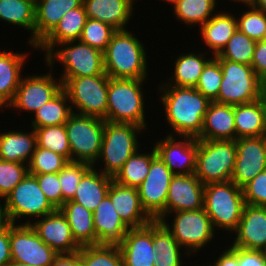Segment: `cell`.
<instances>
[{"instance_id":"1","label":"cell","mask_w":266,"mask_h":266,"mask_svg":"<svg viewBox=\"0 0 266 266\" xmlns=\"http://www.w3.org/2000/svg\"><path fill=\"white\" fill-rule=\"evenodd\" d=\"M160 87L164 91L160 97L166 111L165 116L173 132L177 133L176 136L197 138L201 134L203 119L212 101L194 87Z\"/></svg>"},{"instance_id":"2","label":"cell","mask_w":266,"mask_h":266,"mask_svg":"<svg viewBox=\"0 0 266 266\" xmlns=\"http://www.w3.org/2000/svg\"><path fill=\"white\" fill-rule=\"evenodd\" d=\"M144 49L128 30H117L103 51L105 73L114 79H146L147 56Z\"/></svg>"},{"instance_id":"3","label":"cell","mask_w":266,"mask_h":266,"mask_svg":"<svg viewBox=\"0 0 266 266\" xmlns=\"http://www.w3.org/2000/svg\"><path fill=\"white\" fill-rule=\"evenodd\" d=\"M245 205L242 188L231 180L204 187V209L214 229L217 226L234 233Z\"/></svg>"},{"instance_id":"4","label":"cell","mask_w":266,"mask_h":266,"mask_svg":"<svg viewBox=\"0 0 266 266\" xmlns=\"http://www.w3.org/2000/svg\"><path fill=\"white\" fill-rule=\"evenodd\" d=\"M146 79H114L109 77L107 121L134 124L146 128L142 83Z\"/></svg>"},{"instance_id":"5","label":"cell","mask_w":266,"mask_h":266,"mask_svg":"<svg viewBox=\"0 0 266 266\" xmlns=\"http://www.w3.org/2000/svg\"><path fill=\"white\" fill-rule=\"evenodd\" d=\"M67 41L64 43H40L36 48L46 51V62L49 67L55 60L60 61L64 65V72L61 78L84 77L101 75L104 71L103 52L97 48L78 40ZM67 46L63 49L54 50L55 46ZM55 51V52H54ZM54 52V53H53Z\"/></svg>"},{"instance_id":"6","label":"cell","mask_w":266,"mask_h":266,"mask_svg":"<svg viewBox=\"0 0 266 266\" xmlns=\"http://www.w3.org/2000/svg\"><path fill=\"white\" fill-rule=\"evenodd\" d=\"M235 162V140L197 139V160L194 174L204 185L230 181Z\"/></svg>"},{"instance_id":"7","label":"cell","mask_w":266,"mask_h":266,"mask_svg":"<svg viewBox=\"0 0 266 266\" xmlns=\"http://www.w3.org/2000/svg\"><path fill=\"white\" fill-rule=\"evenodd\" d=\"M60 80L70 103L79 110L77 114L94 116L107 121L109 76L105 72L101 75Z\"/></svg>"},{"instance_id":"8","label":"cell","mask_w":266,"mask_h":266,"mask_svg":"<svg viewBox=\"0 0 266 266\" xmlns=\"http://www.w3.org/2000/svg\"><path fill=\"white\" fill-rule=\"evenodd\" d=\"M105 120L73 112L65 123L71 161L94 166L99 161Z\"/></svg>"},{"instance_id":"9","label":"cell","mask_w":266,"mask_h":266,"mask_svg":"<svg viewBox=\"0 0 266 266\" xmlns=\"http://www.w3.org/2000/svg\"><path fill=\"white\" fill-rule=\"evenodd\" d=\"M219 63L223 78L214 102L234 106L256 101L264 82L252 66L228 60H219Z\"/></svg>"},{"instance_id":"10","label":"cell","mask_w":266,"mask_h":266,"mask_svg":"<svg viewBox=\"0 0 266 266\" xmlns=\"http://www.w3.org/2000/svg\"><path fill=\"white\" fill-rule=\"evenodd\" d=\"M143 127L105 121L99 159L105 162L102 173L114 177L125 162L139 149L137 133ZM137 132V133H136Z\"/></svg>"},{"instance_id":"11","label":"cell","mask_w":266,"mask_h":266,"mask_svg":"<svg viewBox=\"0 0 266 266\" xmlns=\"http://www.w3.org/2000/svg\"><path fill=\"white\" fill-rule=\"evenodd\" d=\"M4 204L7 222L13 224L21 216L43 218L56 210L39 187L37 179L30 174L5 197Z\"/></svg>"},{"instance_id":"12","label":"cell","mask_w":266,"mask_h":266,"mask_svg":"<svg viewBox=\"0 0 266 266\" xmlns=\"http://www.w3.org/2000/svg\"><path fill=\"white\" fill-rule=\"evenodd\" d=\"M10 250L13 262L32 266H50L58 253L43 242L30 225L9 222Z\"/></svg>"},{"instance_id":"13","label":"cell","mask_w":266,"mask_h":266,"mask_svg":"<svg viewBox=\"0 0 266 266\" xmlns=\"http://www.w3.org/2000/svg\"><path fill=\"white\" fill-rule=\"evenodd\" d=\"M175 214L172 227L165 220L161 222L172 233L178 244L186 247L187 255L198 251L215 236L211 220L204 208L195 211H178Z\"/></svg>"},{"instance_id":"14","label":"cell","mask_w":266,"mask_h":266,"mask_svg":"<svg viewBox=\"0 0 266 266\" xmlns=\"http://www.w3.org/2000/svg\"><path fill=\"white\" fill-rule=\"evenodd\" d=\"M173 175L164 162L156 156L151 161L148 175L138 187L141 205L153 220H165L167 194Z\"/></svg>"},{"instance_id":"15","label":"cell","mask_w":266,"mask_h":266,"mask_svg":"<svg viewBox=\"0 0 266 266\" xmlns=\"http://www.w3.org/2000/svg\"><path fill=\"white\" fill-rule=\"evenodd\" d=\"M231 181L243 187L266 169V136L239 138Z\"/></svg>"},{"instance_id":"16","label":"cell","mask_w":266,"mask_h":266,"mask_svg":"<svg viewBox=\"0 0 266 266\" xmlns=\"http://www.w3.org/2000/svg\"><path fill=\"white\" fill-rule=\"evenodd\" d=\"M62 90V82H55L52 73L21 79L13 100L7 107L35 112Z\"/></svg>"},{"instance_id":"17","label":"cell","mask_w":266,"mask_h":266,"mask_svg":"<svg viewBox=\"0 0 266 266\" xmlns=\"http://www.w3.org/2000/svg\"><path fill=\"white\" fill-rule=\"evenodd\" d=\"M28 222L23 225H30L43 242L58 254H73L81 248L73 238L68 221L60 209L47 214L35 223Z\"/></svg>"},{"instance_id":"18","label":"cell","mask_w":266,"mask_h":266,"mask_svg":"<svg viewBox=\"0 0 266 266\" xmlns=\"http://www.w3.org/2000/svg\"><path fill=\"white\" fill-rule=\"evenodd\" d=\"M204 187L194 173L173 175L167 194L166 216L173 212L204 208Z\"/></svg>"},{"instance_id":"19","label":"cell","mask_w":266,"mask_h":266,"mask_svg":"<svg viewBox=\"0 0 266 266\" xmlns=\"http://www.w3.org/2000/svg\"><path fill=\"white\" fill-rule=\"evenodd\" d=\"M164 140L156 142L157 156L175 174L195 173L197 160V138L184 136L181 142L169 134ZM178 171H175L177 170Z\"/></svg>"},{"instance_id":"20","label":"cell","mask_w":266,"mask_h":266,"mask_svg":"<svg viewBox=\"0 0 266 266\" xmlns=\"http://www.w3.org/2000/svg\"><path fill=\"white\" fill-rule=\"evenodd\" d=\"M118 246L124 266H154L157 251L153 245V221L143 227L130 228Z\"/></svg>"},{"instance_id":"21","label":"cell","mask_w":266,"mask_h":266,"mask_svg":"<svg viewBox=\"0 0 266 266\" xmlns=\"http://www.w3.org/2000/svg\"><path fill=\"white\" fill-rule=\"evenodd\" d=\"M233 247L266 252V207L245 205Z\"/></svg>"},{"instance_id":"22","label":"cell","mask_w":266,"mask_h":266,"mask_svg":"<svg viewBox=\"0 0 266 266\" xmlns=\"http://www.w3.org/2000/svg\"><path fill=\"white\" fill-rule=\"evenodd\" d=\"M107 196L129 228L143 227L153 221L141 205L138 188L124 186L112 180Z\"/></svg>"},{"instance_id":"23","label":"cell","mask_w":266,"mask_h":266,"mask_svg":"<svg viewBox=\"0 0 266 266\" xmlns=\"http://www.w3.org/2000/svg\"><path fill=\"white\" fill-rule=\"evenodd\" d=\"M96 245H119L130 229L106 196L93 212Z\"/></svg>"},{"instance_id":"24","label":"cell","mask_w":266,"mask_h":266,"mask_svg":"<svg viewBox=\"0 0 266 266\" xmlns=\"http://www.w3.org/2000/svg\"><path fill=\"white\" fill-rule=\"evenodd\" d=\"M83 5V0H39L35 4L34 48L55 29L68 11Z\"/></svg>"},{"instance_id":"25","label":"cell","mask_w":266,"mask_h":266,"mask_svg":"<svg viewBox=\"0 0 266 266\" xmlns=\"http://www.w3.org/2000/svg\"><path fill=\"white\" fill-rule=\"evenodd\" d=\"M200 140H236L234 106L212 101L203 119Z\"/></svg>"},{"instance_id":"26","label":"cell","mask_w":266,"mask_h":266,"mask_svg":"<svg viewBox=\"0 0 266 266\" xmlns=\"http://www.w3.org/2000/svg\"><path fill=\"white\" fill-rule=\"evenodd\" d=\"M133 0H83L89 19L111 25L116 30H125L132 16Z\"/></svg>"},{"instance_id":"27","label":"cell","mask_w":266,"mask_h":266,"mask_svg":"<svg viewBox=\"0 0 266 266\" xmlns=\"http://www.w3.org/2000/svg\"><path fill=\"white\" fill-rule=\"evenodd\" d=\"M113 177L97 172L92 166L82 177L72 201L94 212L107 196Z\"/></svg>"},{"instance_id":"28","label":"cell","mask_w":266,"mask_h":266,"mask_svg":"<svg viewBox=\"0 0 266 266\" xmlns=\"http://www.w3.org/2000/svg\"><path fill=\"white\" fill-rule=\"evenodd\" d=\"M71 228L73 238L80 246L96 245L93 212L72 200L60 208Z\"/></svg>"},{"instance_id":"29","label":"cell","mask_w":266,"mask_h":266,"mask_svg":"<svg viewBox=\"0 0 266 266\" xmlns=\"http://www.w3.org/2000/svg\"><path fill=\"white\" fill-rule=\"evenodd\" d=\"M36 145V133L34 129L30 134L20 131L1 133L0 159L23 164L27 162L26 164L28 165L31 161Z\"/></svg>"},{"instance_id":"30","label":"cell","mask_w":266,"mask_h":266,"mask_svg":"<svg viewBox=\"0 0 266 266\" xmlns=\"http://www.w3.org/2000/svg\"><path fill=\"white\" fill-rule=\"evenodd\" d=\"M237 18L230 13L219 12L201 26V37L206 45L218 55L236 32Z\"/></svg>"},{"instance_id":"31","label":"cell","mask_w":266,"mask_h":266,"mask_svg":"<svg viewBox=\"0 0 266 266\" xmlns=\"http://www.w3.org/2000/svg\"><path fill=\"white\" fill-rule=\"evenodd\" d=\"M26 55L0 50V99L8 105L22 79L21 70ZM21 77V78H20Z\"/></svg>"},{"instance_id":"32","label":"cell","mask_w":266,"mask_h":266,"mask_svg":"<svg viewBox=\"0 0 266 266\" xmlns=\"http://www.w3.org/2000/svg\"><path fill=\"white\" fill-rule=\"evenodd\" d=\"M234 122L236 139L266 136L263 112L257 100L234 105Z\"/></svg>"},{"instance_id":"33","label":"cell","mask_w":266,"mask_h":266,"mask_svg":"<svg viewBox=\"0 0 266 266\" xmlns=\"http://www.w3.org/2000/svg\"><path fill=\"white\" fill-rule=\"evenodd\" d=\"M153 245L157 251L154 266H181L182 247L166 226L153 220Z\"/></svg>"},{"instance_id":"34","label":"cell","mask_w":266,"mask_h":266,"mask_svg":"<svg viewBox=\"0 0 266 266\" xmlns=\"http://www.w3.org/2000/svg\"><path fill=\"white\" fill-rule=\"evenodd\" d=\"M67 102L70 101L62 89L49 102L34 112L35 118L32 121V129L65 124L74 112L72 106L66 104Z\"/></svg>"},{"instance_id":"35","label":"cell","mask_w":266,"mask_h":266,"mask_svg":"<svg viewBox=\"0 0 266 266\" xmlns=\"http://www.w3.org/2000/svg\"><path fill=\"white\" fill-rule=\"evenodd\" d=\"M88 17L84 5L68 11L55 29L41 43L78 41Z\"/></svg>"},{"instance_id":"36","label":"cell","mask_w":266,"mask_h":266,"mask_svg":"<svg viewBox=\"0 0 266 266\" xmlns=\"http://www.w3.org/2000/svg\"><path fill=\"white\" fill-rule=\"evenodd\" d=\"M0 19L24 27L33 35L29 44L34 46L35 4L26 0H0Z\"/></svg>"},{"instance_id":"37","label":"cell","mask_w":266,"mask_h":266,"mask_svg":"<svg viewBox=\"0 0 266 266\" xmlns=\"http://www.w3.org/2000/svg\"><path fill=\"white\" fill-rule=\"evenodd\" d=\"M156 156L154 147L149 154L136 151L113 177V180L124 186L138 188L148 175L151 161Z\"/></svg>"},{"instance_id":"38","label":"cell","mask_w":266,"mask_h":266,"mask_svg":"<svg viewBox=\"0 0 266 266\" xmlns=\"http://www.w3.org/2000/svg\"><path fill=\"white\" fill-rule=\"evenodd\" d=\"M204 53L196 55L195 53L182 54L175 61L174 75L171 79L174 84L167 82L164 85H173L180 87H194L197 85L203 68L210 59H204Z\"/></svg>"},{"instance_id":"39","label":"cell","mask_w":266,"mask_h":266,"mask_svg":"<svg viewBox=\"0 0 266 266\" xmlns=\"http://www.w3.org/2000/svg\"><path fill=\"white\" fill-rule=\"evenodd\" d=\"M216 4V0H178L173 10L174 15L186 25L199 23L202 26L212 18Z\"/></svg>"},{"instance_id":"40","label":"cell","mask_w":266,"mask_h":266,"mask_svg":"<svg viewBox=\"0 0 266 266\" xmlns=\"http://www.w3.org/2000/svg\"><path fill=\"white\" fill-rule=\"evenodd\" d=\"M84 266H124L123 256L117 245H86L78 251Z\"/></svg>"},{"instance_id":"41","label":"cell","mask_w":266,"mask_h":266,"mask_svg":"<svg viewBox=\"0 0 266 266\" xmlns=\"http://www.w3.org/2000/svg\"><path fill=\"white\" fill-rule=\"evenodd\" d=\"M34 131L38 147L49 149L71 162V148L65 124L36 128Z\"/></svg>"},{"instance_id":"42","label":"cell","mask_w":266,"mask_h":266,"mask_svg":"<svg viewBox=\"0 0 266 266\" xmlns=\"http://www.w3.org/2000/svg\"><path fill=\"white\" fill-rule=\"evenodd\" d=\"M256 43L257 41L237 29L228 40L226 46L216 56L219 60H228L251 66Z\"/></svg>"},{"instance_id":"43","label":"cell","mask_w":266,"mask_h":266,"mask_svg":"<svg viewBox=\"0 0 266 266\" xmlns=\"http://www.w3.org/2000/svg\"><path fill=\"white\" fill-rule=\"evenodd\" d=\"M68 162L64 156L36 145L28 164V174L58 173Z\"/></svg>"},{"instance_id":"44","label":"cell","mask_w":266,"mask_h":266,"mask_svg":"<svg viewBox=\"0 0 266 266\" xmlns=\"http://www.w3.org/2000/svg\"><path fill=\"white\" fill-rule=\"evenodd\" d=\"M213 57L203 68L198 83L195 86V89L211 101H214L218 97L223 78L219 58L217 56Z\"/></svg>"},{"instance_id":"45","label":"cell","mask_w":266,"mask_h":266,"mask_svg":"<svg viewBox=\"0 0 266 266\" xmlns=\"http://www.w3.org/2000/svg\"><path fill=\"white\" fill-rule=\"evenodd\" d=\"M116 31L109 24L88 18L79 40L103 52Z\"/></svg>"},{"instance_id":"46","label":"cell","mask_w":266,"mask_h":266,"mask_svg":"<svg viewBox=\"0 0 266 266\" xmlns=\"http://www.w3.org/2000/svg\"><path fill=\"white\" fill-rule=\"evenodd\" d=\"M92 167L85 162H68L58 173L59 182L62 191V197L65 201L71 200L76 192L83 175Z\"/></svg>"},{"instance_id":"47","label":"cell","mask_w":266,"mask_h":266,"mask_svg":"<svg viewBox=\"0 0 266 266\" xmlns=\"http://www.w3.org/2000/svg\"><path fill=\"white\" fill-rule=\"evenodd\" d=\"M250 10L244 12L237 20V28L249 38L261 41L264 37L266 26L265 12L258 9L253 3L249 4Z\"/></svg>"},{"instance_id":"48","label":"cell","mask_w":266,"mask_h":266,"mask_svg":"<svg viewBox=\"0 0 266 266\" xmlns=\"http://www.w3.org/2000/svg\"><path fill=\"white\" fill-rule=\"evenodd\" d=\"M27 174V164L0 159V197L5 198Z\"/></svg>"},{"instance_id":"49","label":"cell","mask_w":266,"mask_h":266,"mask_svg":"<svg viewBox=\"0 0 266 266\" xmlns=\"http://www.w3.org/2000/svg\"><path fill=\"white\" fill-rule=\"evenodd\" d=\"M245 204L266 207V169L242 187Z\"/></svg>"},{"instance_id":"50","label":"cell","mask_w":266,"mask_h":266,"mask_svg":"<svg viewBox=\"0 0 266 266\" xmlns=\"http://www.w3.org/2000/svg\"><path fill=\"white\" fill-rule=\"evenodd\" d=\"M33 176L37 179L46 198L56 209H59L66 202L62 197L59 173L35 174Z\"/></svg>"},{"instance_id":"51","label":"cell","mask_w":266,"mask_h":266,"mask_svg":"<svg viewBox=\"0 0 266 266\" xmlns=\"http://www.w3.org/2000/svg\"><path fill=\"white\" fill-rule=\"evenodd\" d=\"M251 66L255 74L266 83V41H257Z\"/></svg>"},{"instance_id":"52","label":"cell","mask_w":266,"mask_h":266,"mask_svg":"<svg viewBox=\"0 0 266 266\" xmlns=\"http://www.w3.org/2000/svg\"><path fill=\"white\" fill-rule=\"evenodd\" d=\"M238 266H266V252L238 247Z\"/></svg>"},{"instance_id":"53","label":"cell","mask_w":266,"mask_h":266,"mask_svg":"<svg viewBox=\"0 0 266 266\" xmlns=\"http://www.w3.org/2000/svg\"><path fill=\"white\" fill-rule=\"evenodd\" d=\"M11 262L9 222H7L0 227V266H7Z\"/></svg>"},{"instance_id":"54","label":"cell","mask_w":266,"mask_h":266,"mask_svg":"<svg viewBox=\"0 0 266 266\" xmlns=\"http://www.w3.org/2000/svg\"><path fill=\"white\" fill-rule=\"evenodd\" d=\"M209 266H238V247H228L216 260L215 265Z\"/></svg>"},{"instance_id":"55","label":"cell","mask_w":266,"mask_h":266,"mask_svg":"<svg viewBox=\"0 0 266 266\" xmlns=\"http://www.w3.org/2000/svg\"><path fill=\"white\" fill-rule=\"evenodd\" d=\"M50 266H84L78 252L73 254H58Z\"/></svg>"},{"instance_id":"56","label":"cell","mask_w":266,"mask_h":266,"mask_svg":"<svg viewBox=\"0 0 266 266\" xmlns=\"http://www.w3.org/2000/svg\"><path fill=\"white\" fill-rule=\"evenodd\" d=\"M257 101L261 105V109H262L263 117H264V122L266 125V83H263V85L261 86Z\"/></svg>"},{"instance_id":"57","label":"cell","mask_w":266,"mask_h":266,"mask_svg":"<svg viewBox=\"0 0 266 266\" xmlns=\"http://www.w3.org/2000/svg\"><path fill=\"white\" fill-rule=\"evenodd\" d=\"M253 4L260 10L266 12V0H253Z\"/></svg>"},{"instance_id":"58","label":"cell","mask_w":266,"mask_h":266,"mask_svg":"<svg viewBox=\"0 0 266 266\" xmlns=\"http://www.w3.org/2000/svg\"><path fill=\"white\" fill-rule=\"evenodd\" d=\"M5 223H7V219L4 211V206L2 207V205L0 204V227Z\"/></svg>"},{"instance_id":"59","label":"cell","mask_w":266,"mask_h":266,"mask_svg":"<svg viewBox=\"0 0 266 266\" xmlns=\"http://www.w3.org/2000/svg\"><path fill=\"white\" fill-rule=\"evenodd\" d=\"M7 266H32V265H28V264H21V263H17V262H11L10 264H8Z\"/></svg>"},{"instance_id":"60","label":"cell","mask_w":266,"mask_h":266,"mask_svg":"<svg viewBox=\"0 0 266 266\" xmlns=\"http://www.w3.org/2000/svg\"><path fill=\"white\" fill-rule=\"evenodd\" d=\"M233 1H236V0H233ZM237 2H240V3H244V4H247V6L249 5V4H252L253 3V0H237Z\"/></svg>"},{"instance_id":"61","label":"cell","mask_w":266,"mask_h":266,"mask_svg":"<svg viewBox=\"0 0 266 266\" xmlns=\"http://www.w3.org/2000/svg\"><path fill=\"white\" fill-rule=\"evenodd\" d=\"M165 1H168V3H173V4H175L178 0H165Z\"/></svg>"},{"instance_id":"62","label":"cell","mask_w":266,"mask_h":266,"mask_svg":"<svg viewBox=\"0 0 266 266\" xmlns=\"http://www.w3.org/2000/svg\"><path fill=\"white\" fill-rule=\"evenodd\" d=\"M265 15H266V12H265ZM263 41H266V26H265Z\"/></svg>"},{"instance_id":"63","label":"cell","mask_w":266,"mask_h":266,"mask_svg":"<svg viewBox=\"0 0 266 266\" xmlns=\"http://www.w3.org/2000/svg\"><path fill=\"white\" fill-rule=\"evenodd\" d=\"M7 106L1 99H0V108H2V106Z\"/></svg>"},{"instance_id":"64","label":"cell","mask_w":266,"mask_h":266,"mask_svg":"<svg viewBox=\"0 0 266 266\" xmlns=\"http://www.w3.org/2000/svg\"><path fill=\"white\" fill-rule=\"evenodd\" d=\"M26 1H31V2H33L34 4H36L39 0H26Z\"/></svg>"}]
</instances>
